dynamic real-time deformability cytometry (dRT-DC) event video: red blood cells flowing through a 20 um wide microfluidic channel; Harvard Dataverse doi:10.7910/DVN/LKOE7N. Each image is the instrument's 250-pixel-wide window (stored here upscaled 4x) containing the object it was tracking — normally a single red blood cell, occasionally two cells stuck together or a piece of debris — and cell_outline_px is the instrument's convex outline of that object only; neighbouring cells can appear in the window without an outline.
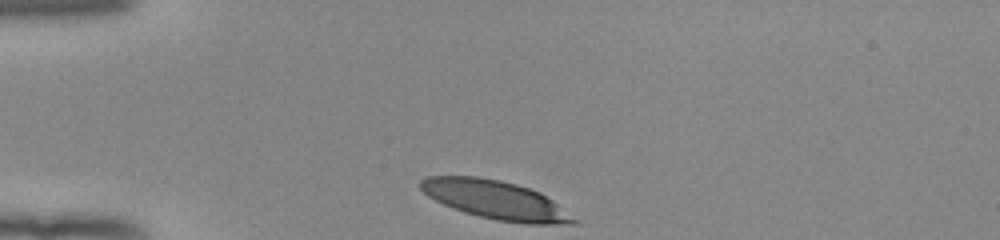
{"species": "human", "species_latin": "Homo sapiens", "temperature_condition": "room temperature", "stored_images_in_passage": 31, "camera_frame_rate_fps": 3000, "um_per_image_px": 0.085, "donor": {"sex": "female"}, "frame": {"image": 1, "passage_image": 1, "time_ms": 0.0, "image_size_px": [1000, 240], "cell_outline_px": [[580, 224], [528, 224], [496, 220], [464, 212], [452, 208], [428, 196], [416, 184], [420, 180], [428, 176], [476, 176], [500, 180], [516, 184], [540, 192], [552, 200], [576, 220]], "centroid_in_image_um": [42.08, 16.98], "position_along_channel_um": 42.9, "area_um2": 34.22}}
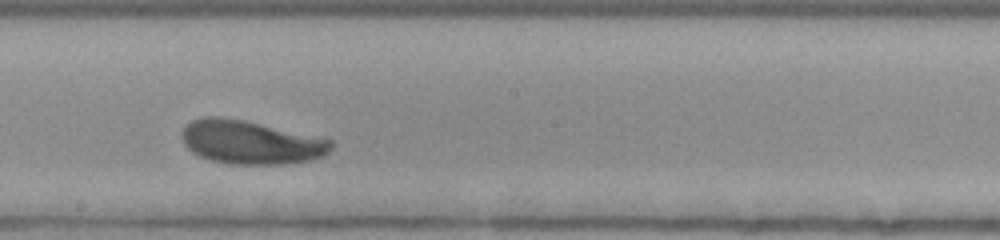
{"frame": {"image": 2, "passage_image": 18, "time_ms": 5.667, "image_size_px": [1000, 240], "cell_outline_px": [[332, 148], [324, 156], [312, 160], [284, 164], [228, 164], [208, 160], [192, 152], [184, 144], [180, 136], [180, 132], [184, 124], [192, 120], [204, 116], [220, 116], [244, 120], [332, 140]], "centroid_in_image_um": [21.24, 12.09], "position_along_channel_um": 227.0, "area_um2": 38.15}}
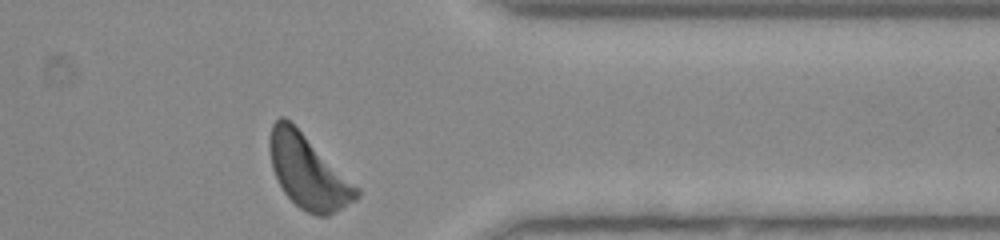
{"frame": {"image": 3, "passage_image": 31, "time_ms": 10.0, "image_size_px": [1000, 240], "cell_outline_px": [[360, 196], [356, 200], [328, 216], [316, 216], [300, 208], [284, 192], [272, 168], [268, 148], [268, 140], [272, 124], [280, 116], [284, 116], [360, 188]], "centroid_in_image_um": [26.18, 14.62], "position_along_channel_um": 385.2, "area_um2": 36.76}, "authors_computed_cell_mechanics": {"area_um2": 36.7608, "velocity_mm_per_s": 3.8603, "shape_relaxation_time_tau1_ms": 1.84, "shape_relaxation_time_tau2_ms": 3.3703, "deformation_change_tau1": 0.1111, "deformation_change_tau2": 0.1151}}